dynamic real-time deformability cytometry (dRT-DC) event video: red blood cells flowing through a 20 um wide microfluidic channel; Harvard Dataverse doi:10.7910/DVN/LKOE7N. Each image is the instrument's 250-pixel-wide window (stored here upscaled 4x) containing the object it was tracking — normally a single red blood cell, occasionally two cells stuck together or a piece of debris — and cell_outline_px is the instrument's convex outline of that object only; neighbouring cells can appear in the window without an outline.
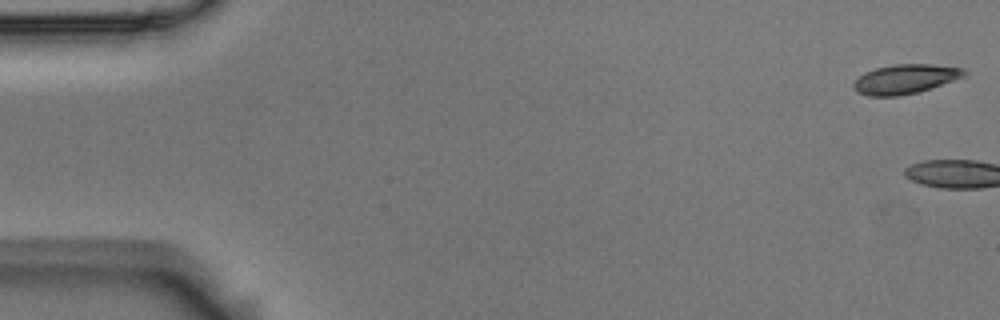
{"species": "Egyptian fruit bat (a non-hibernating species)", "species_latin": "Rousettus aegyptiacus", "temperature_condition": "room temperature", "stored_images_in_passage": 3, "camera_frame_rate_fps": 3000, "um_per_image_px": 0.085, "animal": {"sex": "male"}, "frame": {"image": 1, "passage_image": 1, "time_ms": 0.0, "image_size_px": [1000, 320], "cell_outline_px": [[968, 72], [964, 76], [932, 88], [900, 96], [868, 96], [856, 92], [852, 84], [864, 72], [876, 68], [892, 64], [932, 64], [964, 68]], "centroid_in_image_um": [76.94, 6.72], "position_along_channel_um": 8.1, "area_um2": 19.02}}